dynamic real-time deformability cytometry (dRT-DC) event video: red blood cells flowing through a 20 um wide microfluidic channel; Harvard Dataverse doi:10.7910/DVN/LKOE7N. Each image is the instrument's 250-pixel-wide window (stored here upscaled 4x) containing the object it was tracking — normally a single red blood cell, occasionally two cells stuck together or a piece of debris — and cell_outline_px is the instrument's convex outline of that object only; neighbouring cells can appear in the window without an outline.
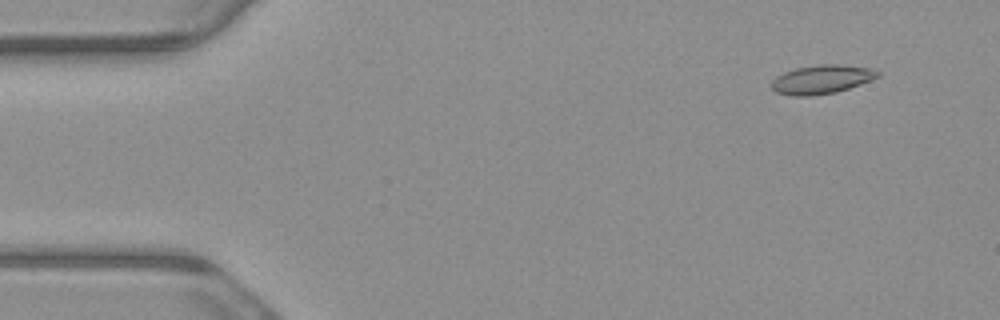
{"species": "common noctule bat (a hibernating species)", "species_latin": "Nyctalus noctula", "temperature_condition": "warm", "stored_images_in_passage": 5, "camera_frame_rate_fps": 3000, "um_per_image_px": 0.085, "animal": {"sex": "male", "body_mass_g": 23.1, "forearm_length_mm": 52.7}, "frame": {"image": 1, "passage_image": 2, "time_ms": 0.333, "image_size_px": [1000, 320], "cell_outline_px": [[880, 76], [872, 80], [836, 92], [812, 96], [792, 96], [776, 92], [772, 88], [772, 80], [776, 76], [784, 72], [796, 68], [820, 64], [836, 64], [868, 68], [880, 72]], "centroid_in_image_um": [69.82, 6.75], "position_along_channel_um": 15.2, "area_um2": 17.74}}
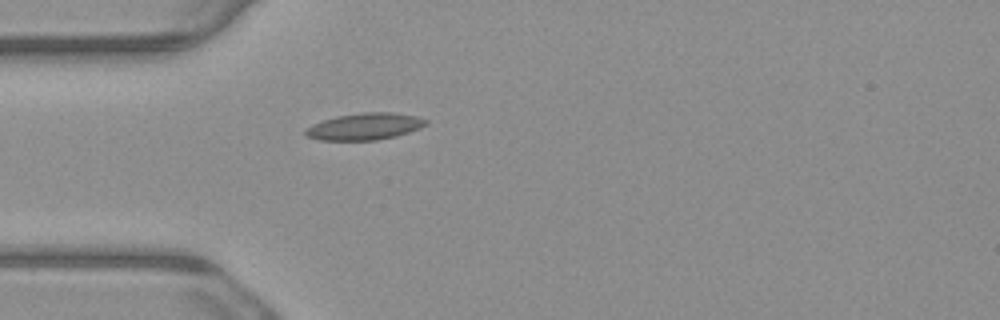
{"frame": {"image": 2, "passage_image": 5, "time_ms": 1.333, "image_size_px": [1000, 320], "cell_outline_px": [[428, 124], [420, 128], [396, 136], [376, 140], [320, 140], [308, 136], [304, 132], [312, 124], [336, 116], [364, 112], [392, 112], [416, 116], [428, 120]], "centroid_in_image_um": [31.04, 10.74], "position_along_channel_um": 54.0, "area_um2": 18.67}}